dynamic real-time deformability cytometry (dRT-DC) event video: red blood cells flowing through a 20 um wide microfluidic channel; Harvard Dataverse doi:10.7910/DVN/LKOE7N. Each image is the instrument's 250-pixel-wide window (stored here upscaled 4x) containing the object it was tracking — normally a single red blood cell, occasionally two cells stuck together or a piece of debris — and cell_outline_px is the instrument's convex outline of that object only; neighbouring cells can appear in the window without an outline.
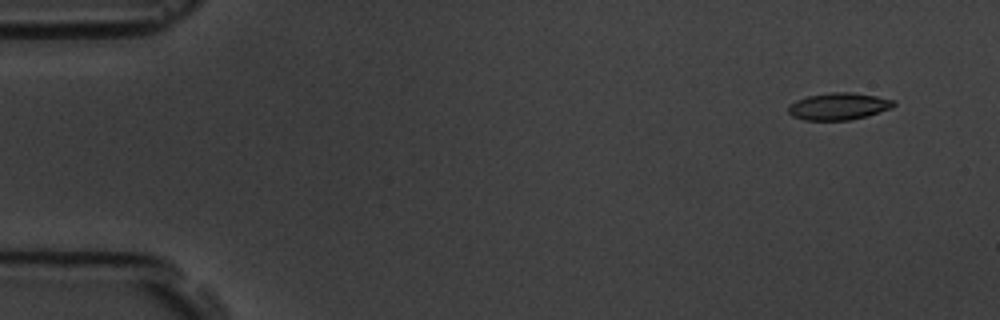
{"species": "common noctule bat (a hibernating species)", "species_latin": "Nyctalus noctula", "temperature_condition": "room temperature", "stored_images_in_passage": 4, "camera_frame_rate_fps": 3000, "um_per_image_px": 0.085, "animal": {"sex": "male", "body_mass_g": 19.5, "forearm_length_mm": 54.6}, "frame": {"image": 1, "passage_image": 1, "time_ms": 0.0, "image_size_px": [1000, 320], "cell_outline_px": [[896, 104], [892, 108], [868, 116], [848, 120], [804, 120], [792, 116], [788, 112], [788, 104], [796, 100], [808, 96], [832, 92], [852, 92], [876, 96], [896, 100]], "centroid_in_image_um": [71.3, 9.04], "position_along_channel_um": 13.7, "area_um2": 16.76}}
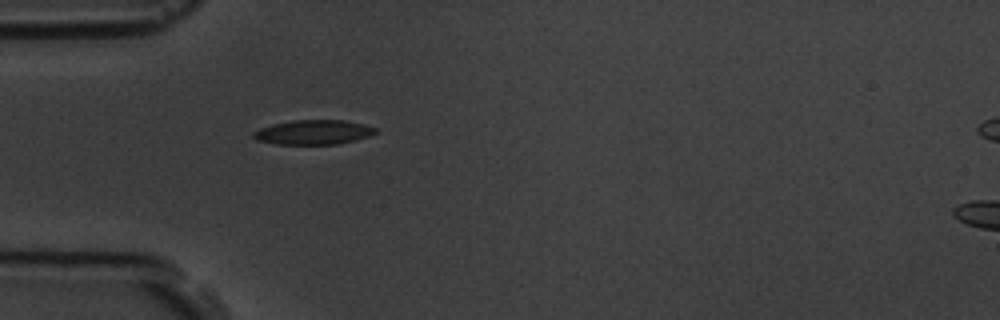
{"frame": {"image": 2, "passage_image": 4, "time_ms": 4.333, "image_size_px": [1000, 320], "cell_outline_px": [[376, 132], [368, 136], [356, 140], [340, 144], [276, 144], [256, 140], [252, 136], [252, 132], [260, 128], [272, 124], [292, 120], [344, 120], [364, 124], [376, 128]], "centroid_in_image_um": [26.62, 11.24], "position_along_channel_um": 58.4, "area_um2": 17.51}}